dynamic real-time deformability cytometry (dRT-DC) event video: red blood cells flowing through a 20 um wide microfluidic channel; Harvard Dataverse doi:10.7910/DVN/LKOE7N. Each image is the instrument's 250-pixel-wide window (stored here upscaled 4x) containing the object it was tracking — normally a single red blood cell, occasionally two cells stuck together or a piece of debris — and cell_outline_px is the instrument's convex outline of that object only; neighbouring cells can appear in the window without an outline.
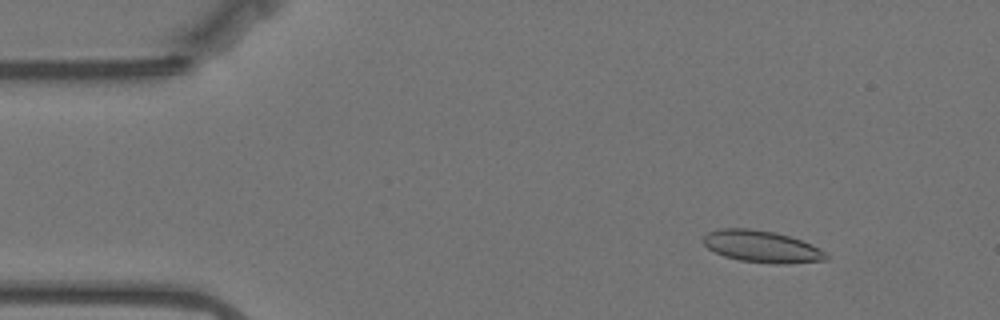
{"species": "Egyptian fruit bat (a non-hibernating species)", "species_latin": "Rousettus aegyptiacus", "temperature_condition": "warm", "stored_images_in_passage": 23, "camera_frame_rate_fps": 3000, "um_per_image_px": 0.085, "animal": {"sex": "female"}, "frame": {"image": 1, "passage_image": 5, "time_ms": 1.333, "image_size_px": [1000, 320], "cell_outline_px": [[828, 260], [788, 264], [772, 264], [740, 260], [724, 256], [708, 248], [700, 240], [708, 232], [720, 228], [748, 228], [776, 232], [812, 244], [828, 252]], "centroid_in_image_um": [64.77, 20.96], "position_along_channel_um": 20.2, "area_um2": 23.06}}
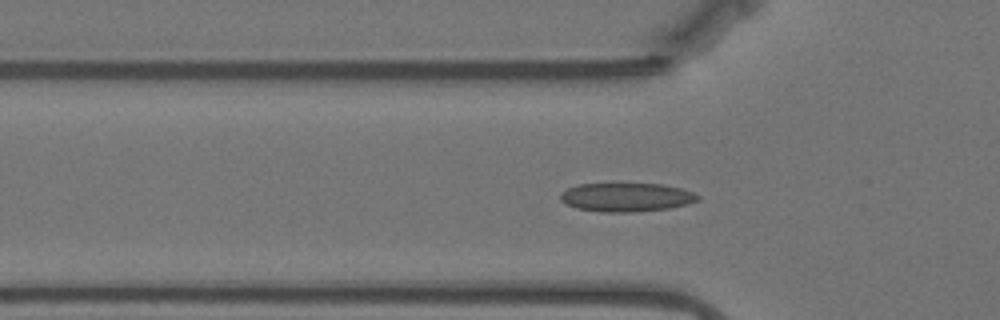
{"frame": {"image": 2, "passage_image": 16, "time_ms": 5.0, "image_size_px": [1000, 320], "cell_outline_px": [[700, 200], [688, 204], [668, 208], [636, 212], [600, 212], [576, 208], [560, 200], [560, 192], [576, 184], [664, 184], [684, 188], [700, 196]], "centroid_in_image_um": [53.26, 16.76], "position_along_channel_um": 72.5, "area_um2": 23.18}}
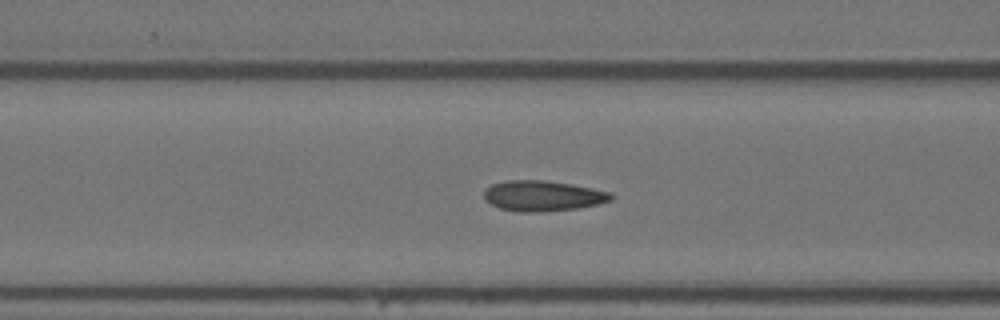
{"frame": {"image": 3, "passage_image": 20, "time_ms": 6.333, "image_size_px": [1000, 320], "cell_outline_px": [[616, 196], [612, 200], [600, 204], [580, 208], [540, 212], [520, 212], [500, 208], [484, 200], [484, 192], [492, 184], [504, 180], [544, 180], [572, 184], [612, 192]], "centroid_in_image_um": [46.19, 16.65], "position_along_channel_um": 120.4, "area_um2": 22.83}}